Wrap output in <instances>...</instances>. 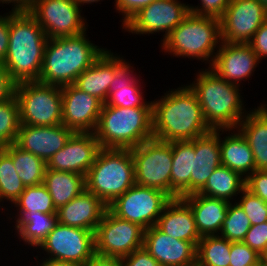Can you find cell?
<instances>
[{
  "label": "cell",
  "mask_w": 267,
  "mask_h": 266,
  "mask_svg": "<svg viewBox=\"0 0 267 266\" xmlns=\"http://www.w3.org/2000/svg\"><path fill=\"white\" fill-rule=\"evenodd\" d=\"M108 207L86 189L57 209L58 223L95 232Z\"/></svg>",
  "instance_id": "44dd1931"
},
{
  "label": "cell",
  "mask_w": 267,
  "mask_h": 266,
  "mask_svg": "<svg viewBox=\"0 0 267 266\" xmlns=\"http://www.w3.org/2000/svg\"><path fill=\"white\" fill-rule=\"evenodd\" d=\"M194 139L172 142V169L170 197L182 198L190 195V176L193 174Z\"/></svg>",
  "instance_id": "83f0119b"
},
{
  "label": "cell",
  "mask_w": 267,
  "mask_h": 266,
  "mask_svg": "<svg viewBox=\"0 0 267 266\" xmlns=\"http://www.w3.org/2000/svg\"><path fill=\"white\" fill-rule=\"evenodd\" d=\"M246 179L228 167L220 165L215 168L205 186L198 194L212 198L236 202L237 196L245 189Z\"/></svg>",
  "instance_id": "f546056e"
},
{
  "label": "cell",
  "mask_w": 267,
  "mask_h": 266,
  "mask_svg": "<svg viewBox=\"0 0 267 266\" xmlns=\"http://www.w3.org/2000/svg\"><path fill=\"white\" fill-rule=\"evenodd\" d=\"M224 133L227 136L221 138ZM219 144L221 165L239 173L245 179L255 171L252 150L237 128L219 129Z\"/></svg>",
  "instance_id": "d4e9b609"
},
{
  "label": "cell",
  "mask_w": 267,
  "mask_h": 266,
  "mask_svg": "<svg viewBox=\"0 0 267 266\" xmlns=\"http://www.w3.org/2000/svg\"><path fill=\"white\" fill-rule=\"evenodd\" d=\"M231 241L220 235L202 236L196 250V266H229Z\"/></svg>",
  "instance_id": "836d02e7"
},
{
  "label": "cell",
  "mask_w": 267,
  "mask_h": 266,
  "mask_svg": "<svg viewBox=\"0 0 267 266\" xmlns=\"http://www.w3.org/2000/svg\"><path fill=\"white\" fill-rule=\"evenodd\" d=\"M113 81V52L111 49H106L90 67L77 77L74 85L104 104Z\"/></svg>",
  "instance_id": "4316f807"
},
{
  "label": "cell",
  "mask_w": 267,
  "mask_h": 266,
  "mask_svg": "<svg viewBox=\"0 0 267 266\" xmlns=\"http://www.w3.org/2000/svg\"><path fill=\"white\" fill-rule=\"evenodd\" d=\"M100 148L132 149L153 139L152 107L102 105L94 131Z\"/></svg>",
  "instance_id": "5b68a950"
},
{
  "label": "cell",
  "mask_w": 267,
  "mask_h": 266,
  "mask_svg": "<svg viewBox=\"0 0 267 266\" xmlns=\"http://www.w3.org/2000/svg\"><path fill=\"white\" fill-rule=\"evenodd\" d=\"M43 185L50 193L56 209L67 204L86 189L85 176L47 168Z\"/></svg>",
  "instance_id": "f1b7e54d"
},
{
  "label": "cell",
  "mask_w": 267,
  "mask_h": 266,
  "mask_svg": "<svg viewBox=\"0 0 267 266\" xmlns=\"http://www.w3.org/2000/svg\"><path fill=\"white\" fill-rule=\"evenodd\" d=\"M267 9V0H260Z\"/></svg>",
  "instance_id": "6f0895ef"
},
{
  "label": "cell",
  "mask_w": 267,
  "mask_h": 266,
  "mask_svg": "<svg viewBox=\"0 0 267 266\" xmlns=\"http://www.w3.org/2000/svg\"><path fill=\"white\" fill-rule=\"evenodd\" d=\"M121 259L123 266H161L144 247L134 250Z\"/></svg>",
  "instance_id": "bcb514c9"
},
{
  "label": "cell",
  "mask_w": 267,
  "mask_h": 266,
  "mask_svg": "<svg viewBox=\"0 0 267 266\" xmlns=\"http://www.w3.org/2000/svg\"><path fill=\"white\" fill-rule=\"evenodd\" d=\"M221 43L220 19L190 12L160 43V48L173 57L205 61L210 67Z\"/></svg>",
  "instance_id": "8992f818"
},
{
  "label": "cell",
  "mask_w": 267,
  "mask_h": 266,
  "mask_svg": "<svg viewBox=\"0 0 267 266\" xmlns=\"http://www.w3.org/2000/svg\"><path fill=\"white\" fill-rule=\"evenodd\" d=\"M73 133L63 124L53 126L20 124L15 144L47 163L55 153L65 146Z\"/></svg>",
  "instance_id": "ffe728a7"
},
{
  "label": "cell",
  "mask_w": 267,
  "mask_h": 266,
  "mask_svg": "<svg viewBox=\"0 0 267 266\" xmlns=\"http://www.w3.org/2000/svg\"><path fill=\"white\" fill-rule=\"evenodd\" d=\"M239 197V200L236 202L244 210L251 225L267 222V202L252 194L246 188L241 192Z\"/></svg>",
  "instance_id": "f35d334b"
},
{
  "label": "cell",
  "mask_w": 267,
  "mask_h": 266,
  "mask_svg": "<svg viewBox=\"0 0 267 266\" xmlns=\"http://www.w3.org/2000/svg\"><path fill=\"white\" fill-rule=\"evenodd\" d=\"M87 31L76 36L48 39L38 82L63 87L74 84L107 48L89 40Z\"/></svg>",
  "instance_id": "7a4b0ae2"
},
{
  "label": "cell",
  "mask_w": 267,
  "mask_h": 266,
  "mask_svg": "<svg viewBox=\"0 0 267 266\" xmlns=\"http://www.w3.org/2000/svg\"><path fill=\"white\" fill-rule=\"evenodd\" d=\"M259 63L261 61L249 44L222 41L209 68L226 82L243 87L242 81L253 76Z\"/></svg>",
  "instance_id": "e0dca14e"
},
{
  "label": "cell",
  "mask_w": 267,
  "mask_h": 266,
  "mask_svg": "<svg viewBox=\"0 0 267 266\" xmlns=\"http://www.w3.org/2000/svg\"><path fill=\"white\" fill-rule=\"evenodd\" d=\"M171 199L163 191L134 184L116 198L108 206V210L120 219L148 229L156 225L164 207Z\"/></svg>",
  "instance_id": "30bf717a"
},
{
  "label": "cell",
  "mask_w": 267,
  "mask_h": 266,
  "mask_svg": "<svg viewBox=\"0 0 267 266\" xmlns=\"http://www.w3.org/2000/svg\"><path fill=\"white\" fill-rule=\"evenodd\" d=\"M153 138L163 142L190 141L212 129L204 120L196 93L179 85L152 101Z\"/></svg>",
  "instance_id": "6da1fadb"
},
{
  "label": "cell",
  "mask_w": 267,
  "mask_h": 266,
  "mask_svg": "<svg viewBox=\"0 0 267 266\" xmlns=\"http://www.w3.org/2000/svg\"><path fill=\"white\" fill-rule=\"evenodd\" d=\"M190 206L199 235H219L226 218L229 202L198 193L182 197Z\"/></svg>",
  "instance_id": "cb8c5ba5"
},
{
  "label": "cell",
  "mask_w": 267,
  "mask_h": 266,
  "mask_svg": "<svg viewBox=\"0 0 267 266\" xmlns=\"http://www.w3.org/2000/svg\"><path fill=\"white\" fill-rule=\"evenodd\" d=\"M263 102L249 110L237 126L252 150L255 170H267V104Z\"/></svg>",
  "instance_id": "484cf974"
},
{
  "label": "cell",
  "mask_w": 267,
  "mask_h": 266,
  "mask_svg": "<svg viewBox=\"0 0 267 266\" xmlns=\"http://www.w3.org/2000/svg\"><path fill=\"white\" fill-rule=\"evenodd\" d=\"M86 190L107 207L135 184L131 149L101 148L85 176Z\"/></svg>",
  "instance_id": "52a82bcc"
},
{
  "label": "cell",
  "mask_w": 267,
  "mask_h": 266,
  "mask_svg": "<svg viewBox=\"0 0 267 266\" xmlns=\"http://www.w3.org/2000/svg\"><path fill=\"white\" fill-rule=\"evenodd\" d=\"M143 247L161 266H196L197 247L170 237L156 226L145 229Z\"/></svg>",
  "instance_id": "d6986e66"
},
{
  "label": "cell",
  "mask_w": 267,
  "mask_h": 266,
  "mask_svg": "<svg viewBox=\"0 0 267 266\" xmlns=\"http://www.w3.org/2000/svg\"><path fill=\"white\" fill-rule=\"evenodd\" d=\"M13 205H11L12 208H17V211H15L16 213L14 214L15 217L12 215L13 217L10 216L7 219H14V224H16L25 214H36L37 212L46 214L57 213L52 197L43 184L26 187Z\"/></svg>",
  "instance_id": "d6a6232c"
},
{
  "label": "cell",
  "mask_w": 267,
  "mask_h": 266,
  "mask_svg": "<svg viewBox=\"0 0 267 266\" xmlns=\"http://www.w3.org/2000/svg\"><path fill=\"white\" fill-rule=\"evenodd\" d=\"M15 97L19 106L20 124L53 126L62 124L61 87L38 81L16 83Z\"/></svg>",
  "instance_id": "ba28073f"
},
{
  "label": "cell",
  "mask_w": 267,
  "mask_h": 266,
  "mask_svg": "<svg viewBox=\"0 0 267 266\" xmlns=\"http://www.w3.org/2000/svg\"><path fill=\"white\" fill-rule=\"evenodd\" d=\"M186 3L180 0H156L139 10L122 29L140 36L163 33L162 42L190 13L189 4Z\"/></svg>",
  "instance_id": "5bb4252c"
},
{
  "label": "cell",
  "mask_w": 267,
  "mask_h": 266,
  "mask_svg": "<svg viewBox=\"0 0 267 266\" xmlns=\"http://www.w3.org/2000/svg\"><path fill=\"white\" fill-rule=\"evenodd\" d=\"M145 229L108 209L94 232L95 254L122 258L143 247Z\"/></svg>",
  "instance_id": "7c38bea8"
},
{
  "label": "cell",
  "mask_w": 267,
  "mask_h": 266,
  "mask_svg": "<svg viewBox=\"0 0 267 266\" xmlns=\"http://www.w3.org/2000/svg\"><path fill=\"white\" fill-rule=\"evenodd\" d=\"M193 174L190 176V194L198 193L207 183L215 168L221 165L219 129L194 139Z\"/></svg>",
  "instance_id": "7402d4cb"
},
{
  "label": "cell",
  "mask_w": 267,
  "mask_h": 266,
  "mask_svg": "<svg viewBox=\"0 0 267 266\" xmlns=\"http://www.w3.org/2000/svg\"><path fill=\"white\" fill-rule=\"evenodd\" d=\"M124 59V56L113 53L114 81L110 90L114 87L130 86L140 75H137L134 66Z\"/></svg>",
  "instance_id": "ab89813d"
},
{
  "label": "cell",
  "mask_w": 267,
  "mask_h": 266,
  "mask_svg": "<svg viewBox=\"0 0 267 266\" xmlns=\"http://www.w3.org/2000/svg\"><path fill=\"white\" fill-rule=\"evenodd\" d=\"M25 188L13 165L12 158L0 148V210L2 213L6 209L9 212L8 207H10L7 205H5L7 208L3 207L4 201L13 204Z\"/></svg>",
  "instance_id": "e575fe53"
},
{
  "label": "cell",
  "mask_w": 267,
  "mask_h": 266,
  "mask_svg": "<svg viewBox=\"0 0 267 266\" xmlns=\"http://www.w3.org/2000/svg\"><path fill=\"white\" fill-rule=\"evenodd\" d=\"M135 184L154 188L170 196L172 142L151 139L131 149Z\"/></svg>",
  "instance_id": "9c48e42d"
},
{
  "label": "cell",
  "mask_w": 267,
  "mask_h": 266,
  "mask_svg": "<svg viewBox=\"0 0 267 266\" xmlns=\"http://www.w3.org/2000/svg\"><path fill=\"white\" fill-rule=\"evenodd\" d=\"M38 249L43 258L84 266L95 255L94 232L57 223Z\"/></svg>",
  "instance_id": "4fadbf2b"
},
{
  "label": "cell",
  "mask_w": 267,
  "mask_h": 266,
  "mask_svg": "<svg viewBox=\"0 0 267 266\" xmlns=\"http://www.w3.org/2000/svg\"><path fill=\"white\" fill-rule=\"evenodd\" d=\"M219 19L223 42L248 44L267 20V9L260 0H231Z\"/></svg>",
  "instance_id": "9a60e30c"
},
{
  "label": "cell",
  "mask_w": 267,
  "mask_h": 266,
  "mask_svg": "<svg viewBox=\"0 0 267 266\" xmlns=\"http://www.w3.org/2000/svg\"><path fill=\"white\" fill-rule=\"evenodd\" d=\"M195 75L188 85L197 95L208 126L212 130L237 128L248 114L240 93L242 87L221 79L209 67L201 68Z\"/></svg>",
  "instance_id": "277c9868"
},
{
  "label": "cell",
  "mask_w": 267,
  "mask_h": 266,
  "mask_svg": "<svg viewBox=\"0 0 267 266\" xmlns=\"http://www.w3.org/2000/svg\"><path fill=\"white\" fill-rule=\"evenodd\" d=\"M245 188L267 202V170H255L246 178Z\"/></svg>",
  "instance_id": "ee69618b"
},
{
  "label": "cell",
  "mask_w": 267,
  "mask_h": 266,
  "mask_svg": "<svg viewBox=\"0 0 267 266\" xmlns=\"http://www.w3.org/2000/svg\"><path fill=\"white\" fill-rule=\"evenodd\" d=\"M16 82L2 62H0V102L10 100L15 96Z\"/></svg>",
  "instance_id": "c3c4849f"
},
{
  "label": "cell",
  "mask_w": 267,
  "mask_h": 266,
  "mask_svg": "<svg viewBox=\"0 0 267 266\" xmlns=\"http://www.w3.org/2000/svg\"><path fill=\"white\" fill-rule=\"evenodd\" d=\"M39 256H35V260H37L35 263H37L36 266H81L80 264L74 263V262H67V261H58V260H53L49 258H42L39 259ZM39 263V264H38Z\"/></svg>",
  "instance_id": "f5cc1de1"
},
{
  "label": "cell",
  "mask_w": 267,
  "mask_h": 266,
  "mask_svg": "<svg viewBox=\"0 0 267 266\" xmlns=\"http://www.w3.org/2000/svg\"><path fill=\"white\" fill-rule=\"evenodd\" d=\"M250 227V220L244 210L237 202H231L219 235L231 242H241L245 239Z\"/></svg>",
  "instance_id": "74e56055"
},
{
  "label": "cell",
  "mask_w": 267,
  "mask_h": 266,
  "mask_svg": "<svg viewBox=\"0 0 267 266\" xmlns=\"http://www.w3.org/2000/svg\"><path fill=\"white\" fill-rule=\"evenodd\" d=\"M100 149L94 133L74 132L65 146L47 162V169L86 176Z\"/></svg>",
  "instance_id": "ac0fdd59"
},
{
  "label": "cell",
  "mask_w": 267,
  "mask_h": 266,
  "mask_svg": "<svg viewBox=\"0 0 267 266\" xmlns=\"http://www.w3.org/2000/svg\"><path fill=\"white\" fill-rule=\"evenodd\" d=\"M198 6L189 5L191 13L220 18L231 0H199Z\"/></svg>",
  "instance_id": "7bdbcfd3"
},
{
  "label": "cell",
  "mask_w": 267,
  "mask_h": 266,
  "mask_svg": "<svg viewBox=\"0 0 267 266\" xmlns=\"http://www.w3.org/2000/svg\"><path fill=\"white\" fill-rule=\"evenodd\" d=\"M156 0H115L116 12L122 15L121 21L123 26L139 10L146 7Z\"/></svg>",
  "instance_id": "f6af8a7d"
},
{
  "label": "cell",
  "mask_w": 267,
  "mask_h": 266,
  "mask_svg": "<svg viewBox=\"0 0 267 266\" xmlns=\"http://www.w3.org/2000/svg\"><path fill=\"white\" fill-rule=\"evenodd\" d=\"M34 0H0V4L2 3L6 5H11V11L12 13L17 12H29Z\"/></svg>",
  "instance_id": "816d5d0a"
},
{
  "label": "cell",
  "mask_w": 267,
  "mask_h": 266,
  "mask_svg": "<svg viewBox=\"0 0 267 266\" xmlns=\"http://www.w3.org/2000/svg\"><path fill=\"white\" fill-rule=\"evenodd\" d=\"M57 223V214L37 212L36 214H25L15 226L13 225V228L19 241L37 249Z\"/></svg>",
  "instance_id": "4dcf8cb0"
},
{
  "label": "cell",
  "mask_w": 267,
  "mask_h": 266,
  "mask_svg": "<svg viewBox=\"0 0 267 266\" xmlns=\"http://www.w3.org/2000/svg\"><path fill=\"white\" fill-rule=\"evenodd\" d=\"M243 242L260 255L267 247V222L251 225Z\"/></svg>",
  "instance_id": "b9f144b4"
},
{
  "label": "cell",
  "mask_w": 267,
  "mask_h": 266,
  "mask_svg": "<svg viewBox=\"0 0 267 266\" xmlns=\"http://www.w3.org/2000/svg\"><path fill=\"white\" fill-rule=\"evenodd\" d=\"M11 158L25 187L43 184L47 163L38 156L18 147L15 143L2 148Z\"/></svg>",
  "instance_id": "1f68e13d"
},
{
  "label": "cell",
  "mask_w": 267,
  "mask_h": 266,
  "mask_svg": "<svg viewBox=\"0 0 267 266\" xmlns=\"http://www.w3.org/2000/svg\"><path fill=\"white\" fill-rule=\"evenodd\" d=\"M62 124L73 132L94 133L103 103L74 84L61 87Z\"/></svg>",
  "instance_id": "2e32d148"
},
{
  "label": "cell",
  "mask_w": 267,
  "mask_h": 266,
  "mask_svg": "<svg viewBox=\"0 0 267 266\" xmlns=\"http://www.w3.org/2000/svg\"><path fill=\"white\" fill-rule=\"evenodd\" d=\"M5 13L0 15V62L2 63L8 50L10 28V11Z\"/></svg>",
  "instance_id": "681fc988"
},
{
  "label": "cell",
  "mask_w": 267,
  "mask_h": 266,
  "mask_svg": "<svg viewBox=\"0 0 267 266\" xmlns=\"http://www.w3.org/2000/svg\"><path fill=\"white\" fill-rule=\"evenodd\" d=\"M245 266H264V265L261 263V260L259 258L255 263L245 265Z\"/></svg>",
  "instance_id": "9f6ffc18"
},
{
  "label": "cell",
  "mask_w": 267,
  "mask_h": 266,
  "mask_svg": "<svg viewBox=\"0 0 267 266\" xmlns=\"http://www.w3.org/2000/svg\"><path fill=\"white\" fill-rule=\"evenodd\" d=\"M260 260L264 266H267V247L261 252Z\"/></svg>",
  "instance_id": "11a10c76"
},
{
  "label": "cell",
  "mask_w": 267,
  "mask_h": 266,
  "mask_svg": "<svg viewBox=\"0 0 267 266\" xmlns=\"http://www.w3.org/2000/svg\"><path fill=\"white\" fill-rule=\"evenodd\" d=\"M48 39L29 12H10L9 44L3 64L16 83L38 81Z\"/></svg>",
  "instance_id": "3957f363"
},
{
  "label": "cell",
  "mask_w": 267,
  "mask_h": 266,
  "mask_svg": "<svg viewBox=\"0 0 267 266\" xmlns=\"http://www.w3.org/2000/svg\"><path fill=\"white\" fill-rule=\"evenodd\" d=\"M248 44L260 61L267 57V20L255 32Z\"/></svg>",
  "instance_id": "7dc6e473"
},
{
  "label": "cell",
  "mask_w": 267,
  "mask_h": 266,
  "mask_svg": "<svg viewBox=\"0 0 267 266\" xmlns=\"http://www.w3.org/2000/svg\"><path fill=\"white\" fill-rule=\"evenodd\" d=\"M137 78L130 86L114 87L108 93L105 105L132 108V107H152V101L144 99L143 82ZM142 90V91H141Z\"/></svg>",
  "instance_id": "d590c367"
},
{
  "label": "cell",
  "mask_w": 267,
  "mask_h": 266,
  "mask_svg": "<svg viewBox=\"0 0 267 266\" xmlns=\"http://www.w3.org/2000/svg\"><path fill=\"white\" fill-rule=\"evenodd\" d=\"M155 226L170 237L192 242L196 247L201 239L193 212L182 198H172L167 203Z\"/></svg>",
  "instance_id": "603a6c76"
},
{
  "label": "cell",
  "mask_w": 267,
  "mask_h": 266,
  "mask_svg": "<svg viewBox=\"0 0 267 266\" xmlns=\"http://www.w3.org/2000/svg\"><path fill=\"white\" fill-rule=\"evenodd\" d=\"M259 258V254L243 241L231 242L229 266L249 265L255 263Z\"/></svg>",
  "instance_id": "60d3db41"
},
{
  "label": "cell",
  "mask_w": 267,
  "mask_h": 266,
  "mask_svg": "<svg viewBox=\"0 0 267 266\" xmlns=\"http://www.w3.org/2000/svg\"><path fill=\"white\" fill-rule=\"evenodd\" d=\"M84 266H123V264L121 258L95 254Z\"/></svg>",
  "instance_id": "f907efd6"
},
{
  "label": "cell",
  "mask_w": 267,
  "mask_h": 266,
  "mask_svg": "<svg viewBox=\"0 0 267 266\" xmlns=\"http://www.w3.org/2000/svg\"><path fill=\"white\" fill-rule=\"evenodd\" d=\"M82 12L75 0H34L29 11L49 39L88 31L87 18Z\"/></svg>",
  "instance_id": "8fae6325"
},
{
  "label": "cell",
  "mask_w": 267,
  "mask_h": 266,
  "mask_svg": "<svg viewBox=\"0 0 267 266\" xmlns=\"http://www.w3.org/2000/svg\"><path fill=\"white\" fill-rule=\"evenodd\" d=\"M77 2V4L82 7L83 5L87 4H93V3H98V2H101L103 0H75Z\"/></svg>",
  "instance_id": "db71d44e"
},
{
  "label": "cell",
  "mask_w": 267,
  "mask_h": 266,
  "mask_svg": "<svg viewBox=\"0 0 267 266\" xmlns=\"http://www.w3.org/2000/svg\"><path fill=\"white\" fill-rule=\"evenodd\" d=\"M20 127L19 106L16 97L0 102V148L15 143Z\"/></svg>",
  "instance_id": "8d00e7d4"
}]
</instances>
